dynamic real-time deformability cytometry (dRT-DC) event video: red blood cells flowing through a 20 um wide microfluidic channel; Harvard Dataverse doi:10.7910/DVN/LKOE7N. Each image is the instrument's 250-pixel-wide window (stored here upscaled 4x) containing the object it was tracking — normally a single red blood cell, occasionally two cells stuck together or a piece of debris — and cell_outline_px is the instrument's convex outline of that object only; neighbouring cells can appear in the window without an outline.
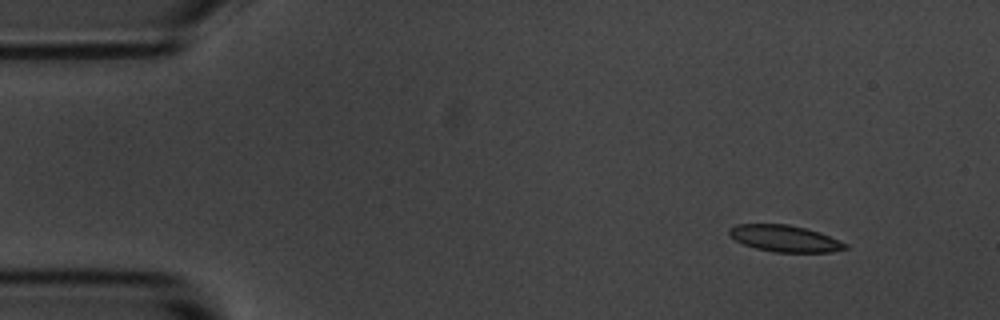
{"species": "common noctule bat (a hibernating species)", "species_latin": "Nyctalus noctula", "temperature_condition": "room temperature", "stored_images_in_passage": 4, "camera_frame_rate_fps": 3000, "um_per_image_px": 0.085, "animal": {"sex": "male", "body_mass_g": 20.1, "forearm_length_mm": 53.5}, "frame": {"image": 1, "passage_image": 2, "time_ms": 1.0, "image_size_px": [1000, 320], "cell_outline_px": [[848, 248], [832, 252], [776, 252], [756, 248], [744, 244], [736, 240], [728, 232], [728, 228], [736, 224], [788, 224], [820, 232], [848, 244]], "centroid_in_image_um": [66.72, 20.27], "position_along_channel_um": 18.3, "area_um2": 17.86}}
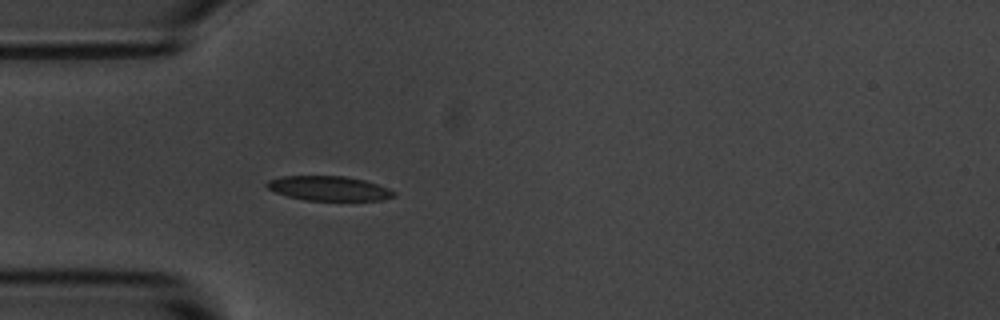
{"frame": {"image": 2, "passage_image": 4, "time_ms": 4.333, "image_size_px": [1000, 320], "cell_outline_px": [[396, 196], [384, 200], [304, 200], [288, 196], [276, 192], [268, 188], [264, 184], [268, 180], [280, 176], [344, 176], [364, 180], [388, 188], [396, 192]], "centroid_in_image_um": [27.95, 16.01], "position_along_channel_um": 57.0, "area_um2": 18.15}}